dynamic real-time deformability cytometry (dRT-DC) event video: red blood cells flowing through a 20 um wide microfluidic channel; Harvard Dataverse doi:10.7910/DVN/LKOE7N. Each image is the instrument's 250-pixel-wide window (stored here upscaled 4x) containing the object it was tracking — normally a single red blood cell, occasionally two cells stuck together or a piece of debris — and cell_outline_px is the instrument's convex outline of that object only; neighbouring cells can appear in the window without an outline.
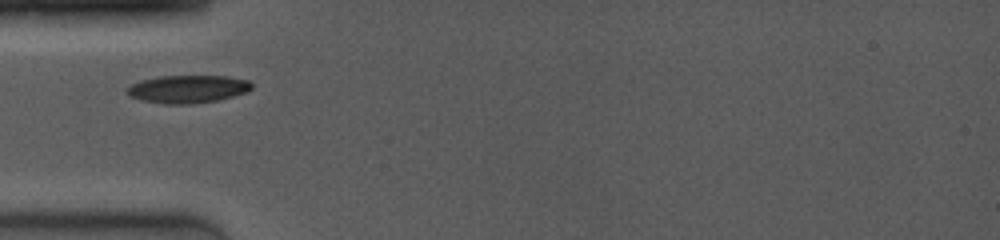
{"species": "common noctule bat (a hibernating species)", "species_latin": "Nyctalus noctula", "temperature_condition": "room temperature", "stored_images_in_passage": 5, "camera_frame_rate_fps": 4000, "um_per_image_px": 0.085, "animal": {"sex": "female", "body_mass_g": 19.0, "forearm_length_mm": 53.3}, "frame": {"image": 1, "passage_image": 2, "time_ms": 1.25, "image_size_px": [1000, 240], "cell_outline_px": [[252, 88], [244, 92], [232, 96], [216, 100], [192, 104], [164, 104], [140, 100], [132, 96], [128, 92], [128, 88], [132, 84], [144, 80], [160, 76], [228, 76], [248, 80], [252, 84]], "centroid_in_image_um": [15.98, 7.57], "position_along_channel_um": 69.0, "area_um2": 19.88}}
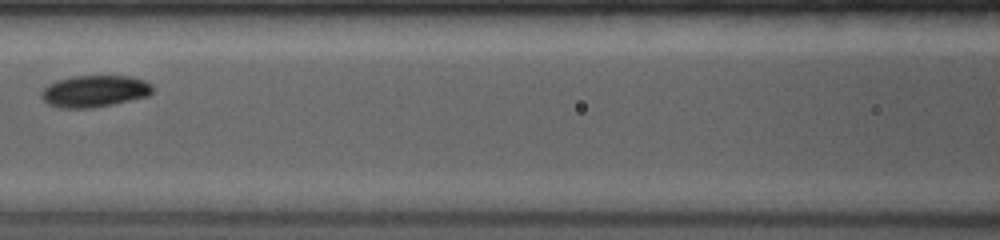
{"frame": {"image": 2, "passage_image": 4, "time_ms": 3.5, "image_size_px": [1000, 240], "cell_outline_px": [[152, 92], [148, 96], [112, 104], [92, 108], [60, 108], [48, 104], [40, 96], [40, 92], [48, 84], [56, 80], [76, 76], [128, 76], [144, 80], [152, 88]], "centroid_in_image_um": [7.98, 7.75], "position_along_channel_um": 158.6, "area_um2": 20.46}}
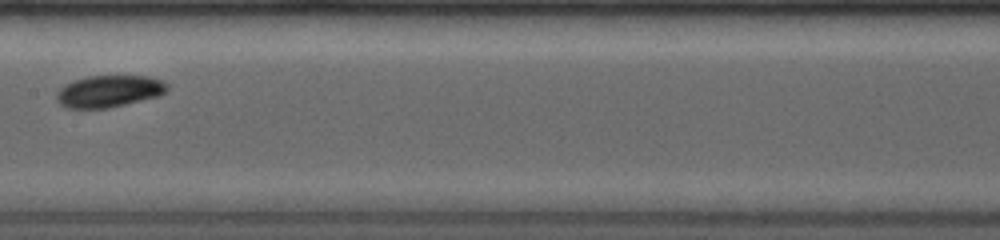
{"frame": {"image": 3, "passage_image": 5, "time_ms": 4.5, "image_size_px": [1000, 240], "cell_outline_px": [[168, 88], [160, 96], [108, 108], [68, 108], [60, 104], [56, 96], [60, 88], [76, 80], [88, 76], [148, 76], [160, 80], [168, 84]], "centroid_in_image_um": [9.3, 7.76], "position_along_channel_um": 198.1, "area_um2": 20.29}}